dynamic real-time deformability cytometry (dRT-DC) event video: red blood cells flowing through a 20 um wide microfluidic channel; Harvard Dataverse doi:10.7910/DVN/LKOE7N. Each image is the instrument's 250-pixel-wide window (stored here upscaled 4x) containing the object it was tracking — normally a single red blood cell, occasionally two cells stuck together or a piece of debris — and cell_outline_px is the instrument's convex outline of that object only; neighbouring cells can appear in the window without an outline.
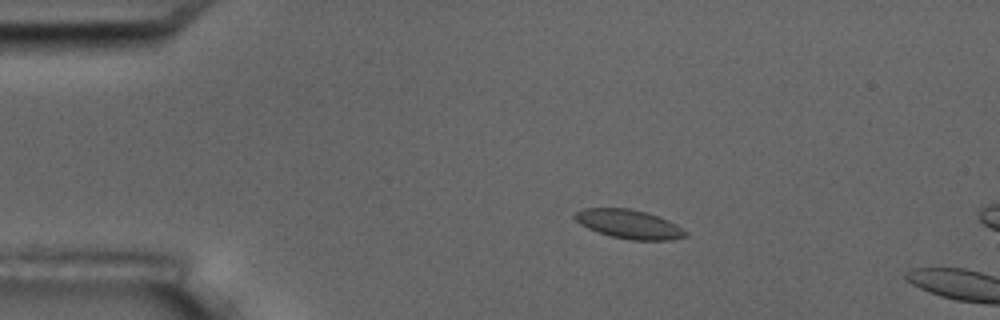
{"species": "common noctule bat (a hibernating species)", "species_latin": "Nyctalus noctula", "temperature_condition": "room temperature", "stored_images_in_passage": 4, "camera_frame_rate_fps": 3000, "um_per_image_px": 0.085, "animal": {"sex": "male", "body_mass_g": 17.5, "forearm_length_mm": 52.3}, "frame": {"image": 1, "passage_image": 3, "time_ms": 2.333, "image_size_px": [1000, 320], "cell_outline_px": [[688, 236], [672, 240], [632, 240], [612, 236], [588, 228], [580, 224], [572, 216], [576, 212], [584, 208], [628, 208], [648, 212], [668, 220], [676, 224], [688, 232]], "centroid_in_image_um": [53.5, 19.05], "position_along_channel_um": 31.5, "area_um2": 18.67}}